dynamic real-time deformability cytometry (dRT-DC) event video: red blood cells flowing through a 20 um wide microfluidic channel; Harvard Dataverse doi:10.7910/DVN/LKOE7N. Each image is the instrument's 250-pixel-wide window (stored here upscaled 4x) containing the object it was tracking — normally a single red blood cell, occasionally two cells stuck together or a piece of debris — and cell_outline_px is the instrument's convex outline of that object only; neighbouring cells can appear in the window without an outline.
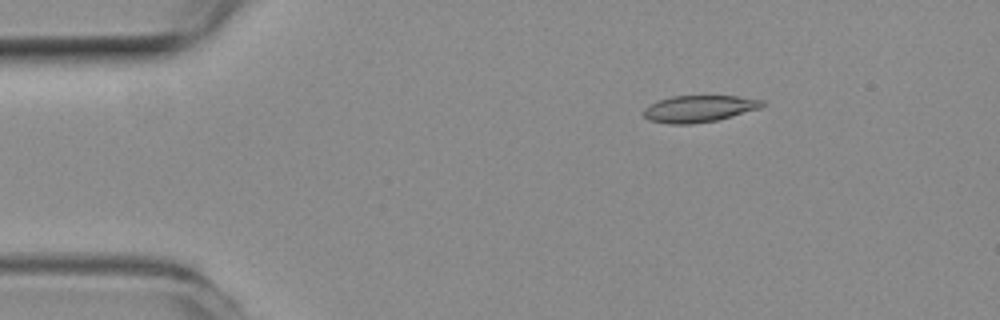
{"species": "common noctule bat (a hibernating species)", "species_latin": "Nyctalus noctula", "temperature_condition": "room temperature", "stored_images_in_passage": 9, "camera_frame_rate_fps": 3000, "um_per_image_px": 0.085, "animal": {"sex": "female", "body_mass_g": 19.3, "forearm_length_mm": 54.1}, "frame": {"image": 1, "passage_image": 1, "time_ms": 0.0, "image_size_px": [1000, 320], "cell_outline_px": [[764, 104], [760, 108], [732, 116], [716, 120], [692, 124], [668, 124], [648, 120], [640, 112], [644, 108], [656, 100], [672, 96], [736, 96], [764, 100]], "centroid_in_image_um": [59.35, 9.24], "position_along_channel_um": 25.6, "area_um2": 18.61}}